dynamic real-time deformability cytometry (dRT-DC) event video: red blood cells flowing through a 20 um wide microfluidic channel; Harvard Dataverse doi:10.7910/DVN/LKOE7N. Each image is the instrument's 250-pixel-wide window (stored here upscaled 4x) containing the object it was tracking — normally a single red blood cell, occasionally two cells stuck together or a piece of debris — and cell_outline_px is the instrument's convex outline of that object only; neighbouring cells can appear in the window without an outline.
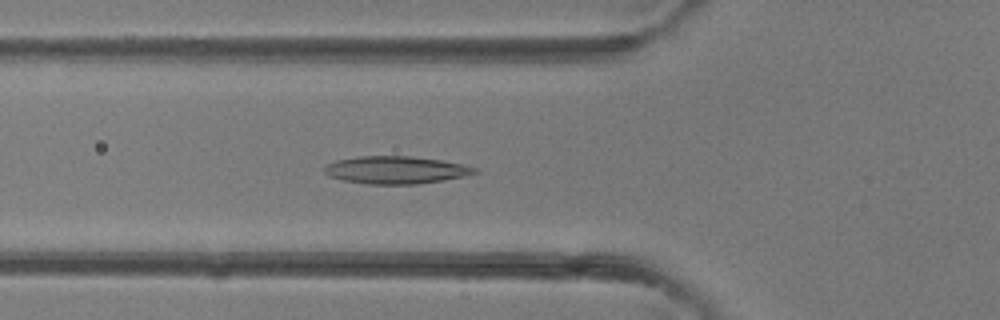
{"species": "common noctule bat (a hibernating species)", "species_latin": "Nyctalus noctula", "temperature_condition": "room temperature", "stored_images_in_passage": 38, "camera_frame_rate_fps": 3000, "um_per_image_px": 0.085, "animal": {"sex": "female"}, "frame": {"image": 1, "passage_image": 13, "time_ms": 4.0, "image_size_px": [1000, 320], "cell_outline_px": [[480, 172], [464, 176], [444, 180], [416, 184], [368, 184], [344, 180], [328, 176], [324, 172], [324, 164], [336, 160], [356, 156], [412, 156], [440, 160], [480, 168]], "centroid_in_image_um": [33.63, 14.44], "position_along_channel_um": 92.2, "area_um2": 24.28}}
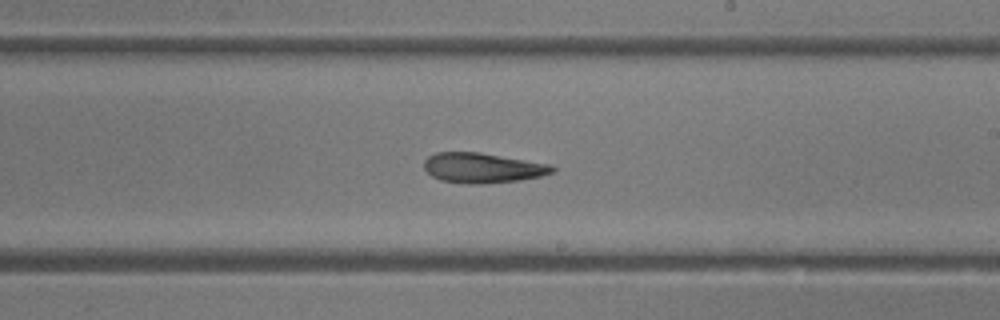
{"frame": {"image": 2, "passage_image": 22, "time_ms": 7.0, "image_size_px": [1000, 320], "cell_outline_px": [[556, 172], [540, 176], [520, 180], [484, 184], [472, 184], [440, 180], [432, 176], [424, 168], [424, 160], [428, 156], [436, 152], [480, 152], [552, 164], [556, 168]], "centroid_in_image_um": [41.05, 14.26], "position_along_channel_um": 247.9, "area_um2": 22.66}}
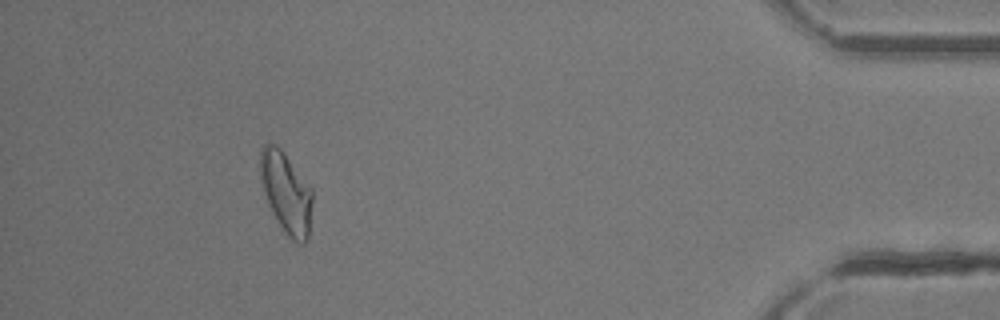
{"frame": {"image": 3, "passage_image": 35, "time_ms": 11.333, "image_size_px": [1000, 320], "cell_outline_px": [[312, 204], [308, 236], [304, 244], [296, 244], [284, 232], [272, 212], [268, 204], [264, 192], [260, 176], [260, 148], [264, 144], [276, 144], [280, 148], [312, 188]], "centroid_in_image_um": [24.32, 16.39], "position_along_channel_um": 410.9, "area_um2": 24.57}}